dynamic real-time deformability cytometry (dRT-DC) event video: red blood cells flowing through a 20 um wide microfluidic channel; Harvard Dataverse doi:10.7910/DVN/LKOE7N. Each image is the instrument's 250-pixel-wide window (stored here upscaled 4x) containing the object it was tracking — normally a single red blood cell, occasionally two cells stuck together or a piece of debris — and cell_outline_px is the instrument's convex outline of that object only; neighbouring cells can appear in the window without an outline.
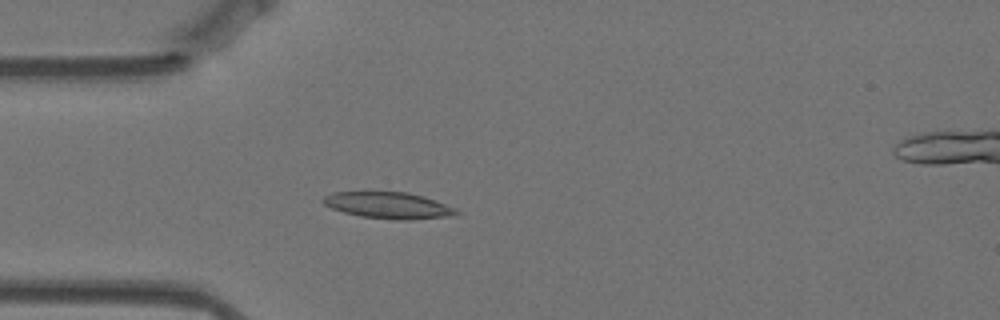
{"species": "Egyptian fruit bat (a non-hibernating species)", "species_latin": "Rousettus aegyptiacus", "temperature_condition": "warm", "stored_images_in_passage": 33, "camera_frame_rate_fps": 3000, "um_per_image_px": 0.085, "animal": {"sex": "female"}, "frame": {"image": 1, "passage_image": 3, "time_ms": 0.667, "image_size_px": [1000, 320], "cell_outline_px": [[460, 212], [456, 216], [412, 220], [396, 220], [360, 216], [344, 212], [332, 208], [324, 204], [320, 200], [324, 196], [332, 192], [408, 192], [424, 196], [436, 200], [456, 208]], "centroid_in_image_um": [33.07, 17.46], "position_along_channel_um": 51.9, "area_um2": 20.81}}
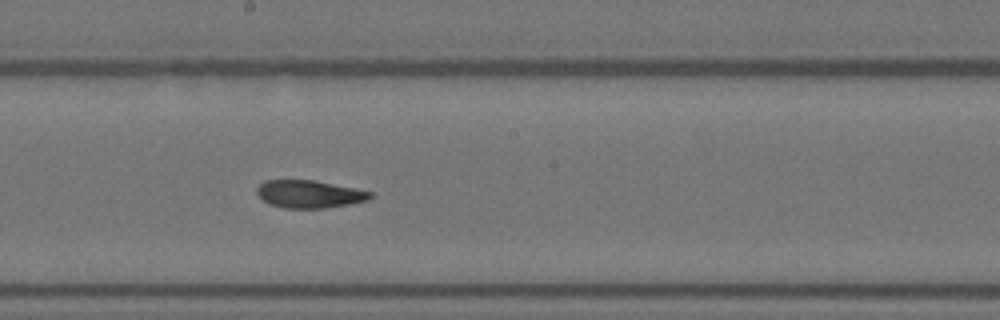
{"frame": {"image": 2, "passage_image": 18, "time_ms": 5.667, "image_size_px": [1000, 320], "cell_outline_px": [[372, 196], [368, 200], [348, 204], [324, 208], [284, 208], [272, 204], [264, 200], [256, 192], [256, 188], [264, 180], [312, 180], [372, 192]], "centroid_in_image_um": [26.26, 16.49], "position_along_channel_um": 221.9, "area_um2": 17.92}}
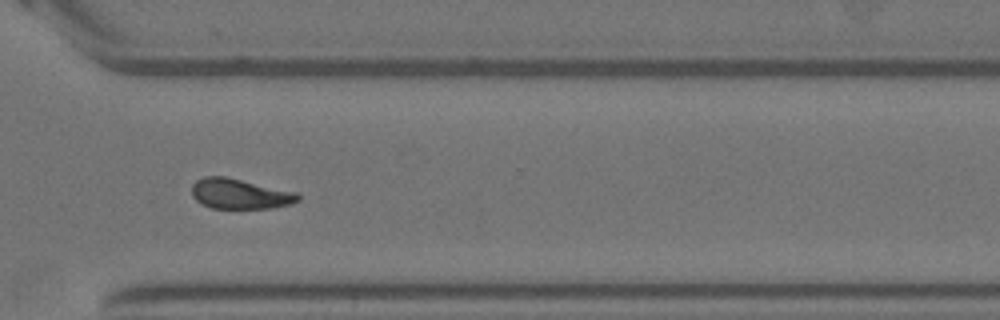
{"frame": {"image": 3, "passage_image": 29, "time_ms": 9.333, "image_size_px": [1000, 320], "cell_outline_px": [[300, 200], [292, 204], [272, 208], [212, 208], [196, 200], [192, 196], [192, 184], [196, 180], [204, 176], [224, 176], [296, 192], [300, 196]], "centroid_in_image_um": [20.39, 16.47], "position_along_channel_um": 350.2, "area_um2": 18.61}, "authors_computed_cell_mechanics": {"area_um2": 18.8428, "velocity_mm_per_s": 3.5086, "shape_relaxation_time_tau1_ms": null, "shape_relaxation_time_tau2_ms": 2.7467, "deformation_change_tau1": null, "deformation_change_tau2": 0.0857}}